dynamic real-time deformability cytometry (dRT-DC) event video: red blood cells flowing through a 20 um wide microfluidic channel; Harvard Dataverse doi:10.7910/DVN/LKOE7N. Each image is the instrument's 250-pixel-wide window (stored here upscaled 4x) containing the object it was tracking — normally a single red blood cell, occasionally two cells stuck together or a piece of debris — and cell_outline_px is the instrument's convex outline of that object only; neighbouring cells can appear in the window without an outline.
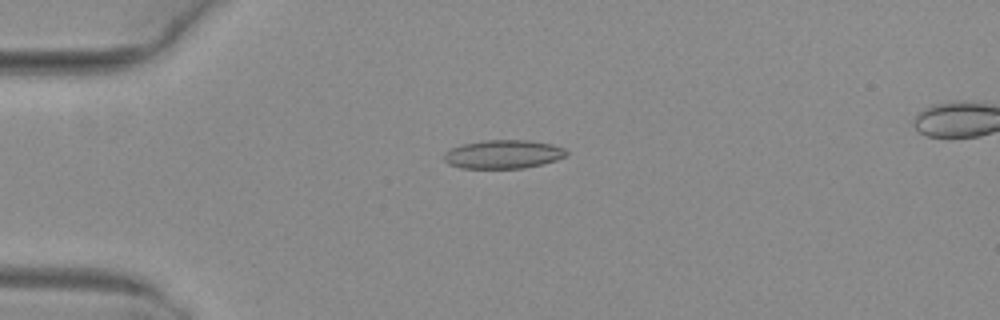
{"species": "common noctule bat (a hibernating species)", "species_latin": "Nyctalus noctula", "temperature_condition": "warm", "stored_images_in_passage": 40, "camera_frame_rate_fps": 3000, "um_per_image_px": 0.085, "animal": {"sex": "female", "body_mass_g": 29.2, "forearm_length_mm": 56.3}, "frame": {"image": 1, "passage_image": 2, "time_ms": 0.333, "image_size_px": [1000, 320], "cell_outline_px": [[568, 152], [564, 156], [556, 160], [524, 168], [460, 168], [448, 164], [444, 160], [444, 152], [452, 148], [464, 144], [484, 140], [532, 140], [552, 144], [564, 148]], "centroid_in_image_um": [42.76, 13.11], "position_along_channel_um": 42.2, "area_um2": 20.35}}
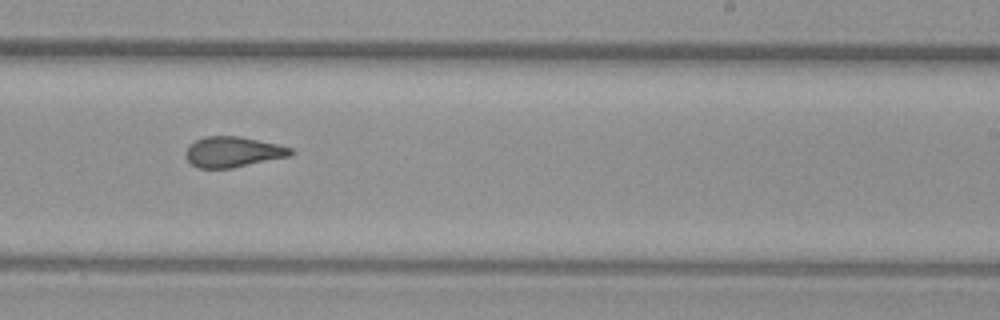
{"frame": {"image": 2, "passage_image": 21, "time_ms": 6.667, "image_size_px": [1000, 320], "cell_outline_px": [[296, 152], [288, 156], [232, 168], [196, 168], [184, 156], [184, 152], [188, 144], [204, 136], [240, 136], [276, 144], [292, 148]], "centroid_in_image_um": [19.74, 12.91], "position_along_channel_um": 269.3, "area_um2": 18.73}}
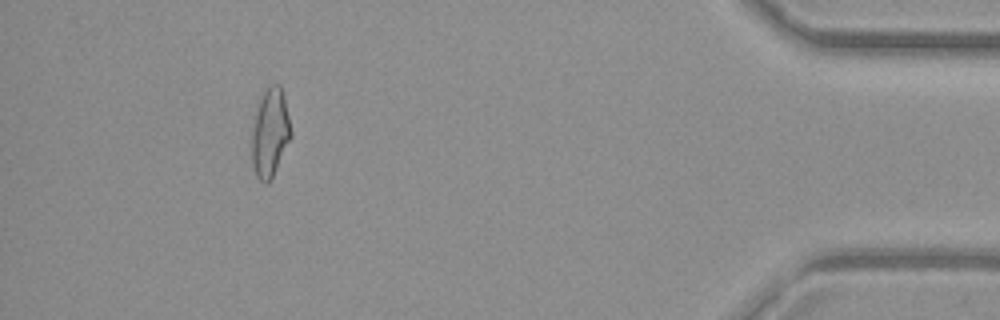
{"frame": {"image": 3, "passage_image": 36, "time_ms": 11.667, "image_size_px": [1000, 320], "cell_outline_px": [[292, 136], [268, 184], [264, 184], [256, 176], [252, 168], [252, 128], [256, 112], [260, 100], [268, 84], [280, 84], [284, 96], [292, 132]], "centroid_in_image_um": [22.95, 11.29], "position_along_channel_um": 412.2, "area_um2": 20.11}, "authors_computed_cell_mechanics": {"area_um2": 19.363, "velocity_mm_per_s": 4.0584, "shape_relaxation_time_tau1_ms": null, "shape_relaxation_time_tau2_ms": 1.4849, "deformation_change_tau1": null, "deformation_change_tau2": 0.099}}